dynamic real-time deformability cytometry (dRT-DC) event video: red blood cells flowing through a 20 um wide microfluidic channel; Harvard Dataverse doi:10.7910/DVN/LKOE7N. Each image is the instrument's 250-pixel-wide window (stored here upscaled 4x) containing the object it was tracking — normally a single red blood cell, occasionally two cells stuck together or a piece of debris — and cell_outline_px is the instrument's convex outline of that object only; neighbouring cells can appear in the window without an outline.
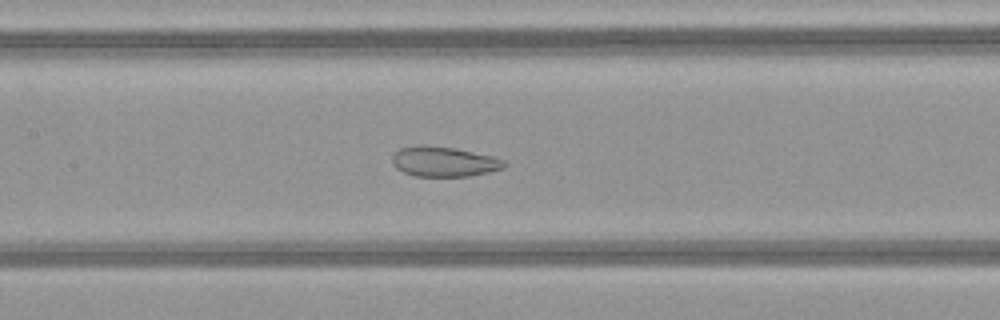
{"species": "common noctule bat (a hibernating species)", "species_latin": "Nyctalus noctula", "temperature_condition": "warm", "stored_images_in_passage": 51, "camera_frame_rate_fps": 3000, "um_per_image_px": 0.085, "animal": {"sex": "female", "body_mass_g": 21.9}, "frame": {"image": 1, "passage_image": 25, "time_ms": 8.0, "image_size_px": [1000, 320], "cell_outline_px": [[508, 164], [504, 168], [488, 172], [468, 176], [416, 176], [404, 172], [396, 168], [392, 164], [392, 156], [400, 148], [420, 144], [424, 144], [456, 148], [492, 156], [504, 160]], "centroid_in_image_um": [37.73, 13.72], "position_along_channel_um": 169.7, "area_um2": 19.71}}
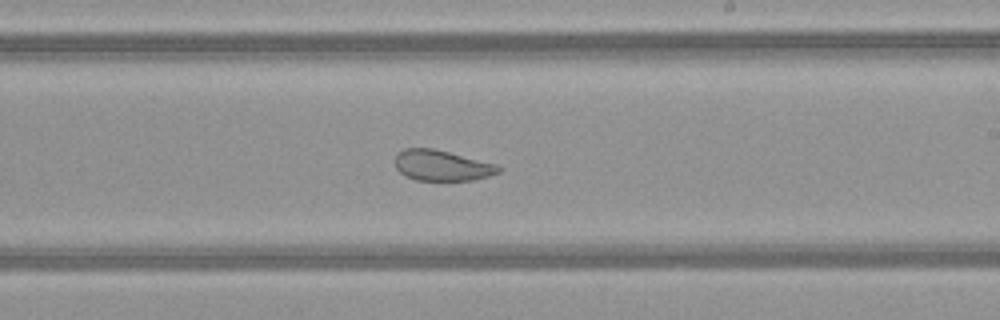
{"frame": {"image": 2, "passage_image": 31, "time_ms": 10.0, "image_size_px": [1000, 320], "cell_outline_px": [[504, 168], [500, 172], [488, 176], [472, 180], [416, 180], [404, 176], [396, 168], [396, 152], [404, 148], [432, 148], [496, 164]], "centroid_in_image_um": [37.55, 14.07], "position_along_channel_um": 251.5, "area_um2": 18.44}}
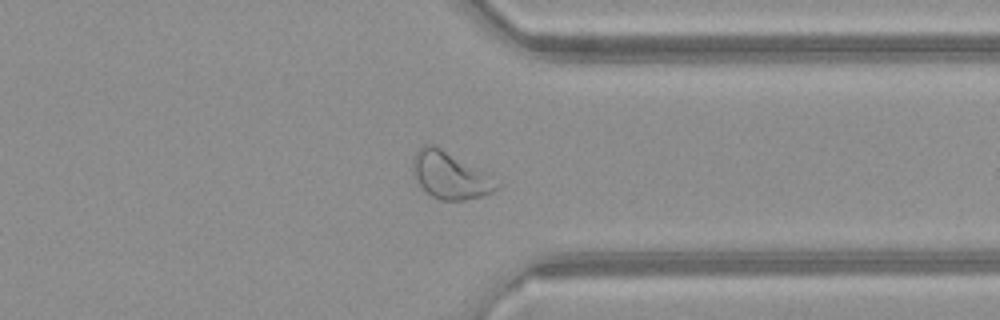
{"frame": {"image": 3, "passage_image": 40, "time_ms": 13.0, "image_size_px": [1000, 320], "cell_outline_px": [[504, 184], [492, 192], [480, 196], [464, 200], [440, 200], [432, 196], [420, 184], [412, 172], [412, 160], [416, 152], [424, 144], [436, 144], [504, 180]], "centroid_in_image_um": [38.37, 14.87], "position_along_channel_um": 373.0, "area_um2": 23.76}, "authors_computed_cell_mechanics": {"area_um2": 27.5128, "velocity_mm_per_s": 4.1035, "shape_relaxation_time_tau1_ms": null, "shape_relaxation_time_tau2_ms": 2.1606, "deformation_change_tau1": null, "deformation_change_tau2": 0.0792}}